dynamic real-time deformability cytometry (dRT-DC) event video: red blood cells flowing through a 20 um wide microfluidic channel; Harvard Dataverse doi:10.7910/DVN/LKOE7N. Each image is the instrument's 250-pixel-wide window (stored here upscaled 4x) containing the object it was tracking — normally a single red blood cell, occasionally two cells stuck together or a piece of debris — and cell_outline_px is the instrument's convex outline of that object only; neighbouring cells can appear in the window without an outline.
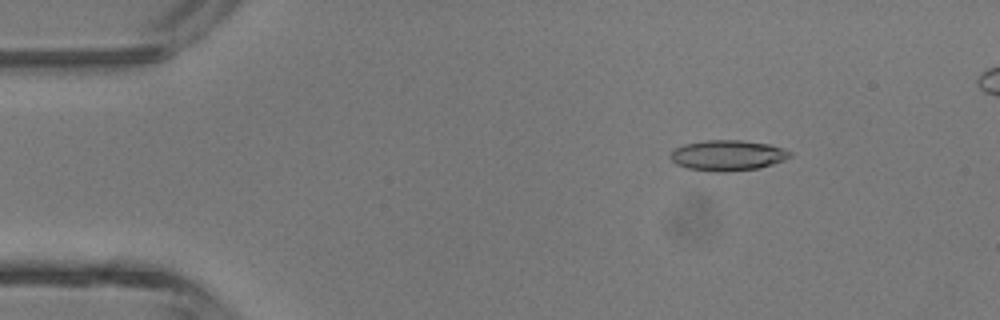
{"species": "common noctule bat (a hibernating species)", "species_latin": "Nyctalus noctula", "temperature_condition": "room temperature", "stored_images_in_passage": 5, "camera_frame_rate_fps": 3000, "um_per_image_px": 0.085, "animal": {"sex": "male", "body_mass_g": 13.3}, "frame": {"image": 1, "passage_image": 2, "time_ms": 2.0, "image_size_px": [1000, 320], "cell_outline_px": [[792, 156], [784, 160], [760, 168], [724, 172], [712, 172], [688, 168], [676, 164], [668, 156], [676, 148], [684, 144], [708, 140], [744, 140], [768, 144], [784, 148], [792, 152]], "centroid_in_image_um": [61.87, 13.21], "position_along_channel_um": 23.1, "area_um2": 21.39}}